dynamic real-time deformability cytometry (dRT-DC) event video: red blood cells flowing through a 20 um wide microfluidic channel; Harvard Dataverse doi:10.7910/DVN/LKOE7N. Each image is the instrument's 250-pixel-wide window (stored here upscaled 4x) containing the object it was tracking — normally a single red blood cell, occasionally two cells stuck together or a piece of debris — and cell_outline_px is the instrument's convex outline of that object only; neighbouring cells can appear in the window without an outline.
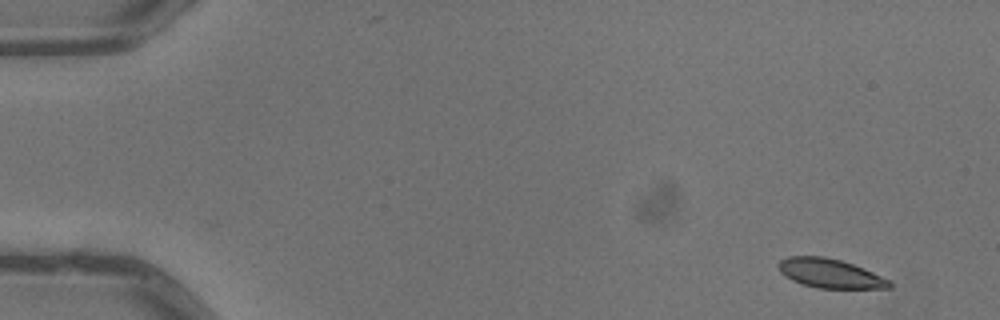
{"species": "common noctule bat (a hibernating species)", "species_latin": "Nyctalus noctula", "temperature_condition": "warm", "stored_images_in_passage": 7, "camera_frame_rate_fps": 3000, "um_per_image_px": 0.085, "animal": {"sex": "male", "body_mass_g": 13.3}, "frame": {"image": 1, "passage_image": 1, "time_ms": 0.0, "image_size_px": [1000, 320], "cell_outline_px": [[892, 288], [816, 288], [800, 284], [784, 276], [780, 272], [776, 264], [780, 260], [788, 256], [824, 256], [840, 260], [852, 264], [892, 280]], "centroid_in_image_um": [70.52, 23.24], "position_along_channel_um": 14.5, "area_um2": 19.02}}
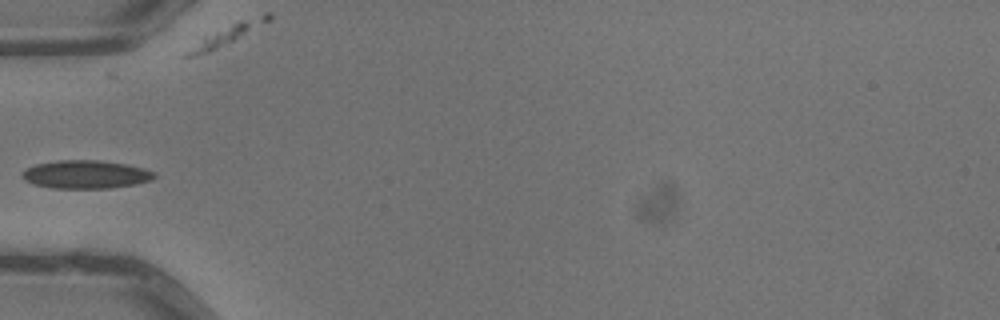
{"frame": {"image": 2, "passage_image": 5, "time_ms": 1.333, "image_size_px": [1000, 320], "cell_outline_px": [[156, 176], [152, 180], [136, 184], [108, 188], [52, 188], [36, 184], [24, 180], [20, 176], [20, 172], [24, 168], [36, 164], [60, 160], [100, 160], [124, 164], [144, 168], [156, 172]], "centroid_in_image_um": [7.27, 14.82], "position_along_channel_um": 77.7, "area_um2": 21.85}}
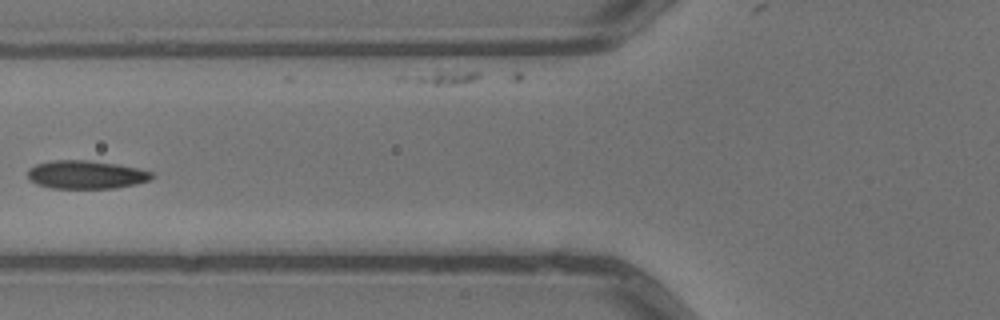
{"frame": {"image": 3, "passage_image": 6, "time_ms": 1.667, "image_size_px": [1000, 320], "cell_outline_px": [[152, 180], [136, 184], [116, 188], [52, 188], [36, 184], [28, 180], [28, 168], [36, 164], [52, 160], [88, 160], [116, 164], [136, 168], [152, 172]], "centroid_in_image_um": [7.28, 14.85], "position_along_channel_um": 118.5, "area_um2": 20.52}}